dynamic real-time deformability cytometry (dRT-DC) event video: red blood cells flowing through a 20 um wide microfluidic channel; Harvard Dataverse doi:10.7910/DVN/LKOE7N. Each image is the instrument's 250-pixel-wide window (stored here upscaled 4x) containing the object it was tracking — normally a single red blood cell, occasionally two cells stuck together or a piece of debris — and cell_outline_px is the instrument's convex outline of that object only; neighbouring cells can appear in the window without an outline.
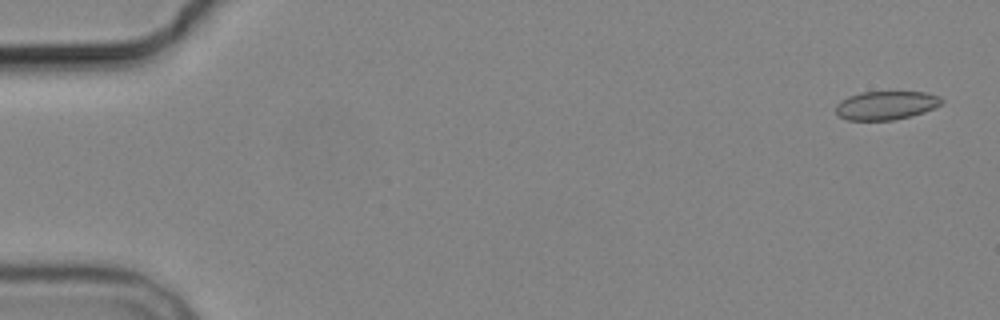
{"species": "common noctule bat (a hibernating species)", "species_latin": "Nyctalus noctula", "temperature_condition": "cold", "stored_images_in_passage": 8, "camera_frame_rate_fps": 3000, "um_per_image_px": 0.085, "animal": {"sex": "male", "body_mass_g": 19.2, "forearm_length_mm": 51.8}, "frame": {"image": 1, "passage_image": 1, "time_ms": 0.0, "image_size_px": [1000, 320], "cell_outline_px": [[944, 100], [940, 104], [924, 112], [912, 116], [892, 120], [848, 120], [836, 116], [836, 104], [840, 100], [848, 96], [860, 92], [924, 92], [940, 96]], "centroid_in_image_um": [75.27, 8.95], "position_along_channel_um": 9.7, "area_um2": 17.74}}
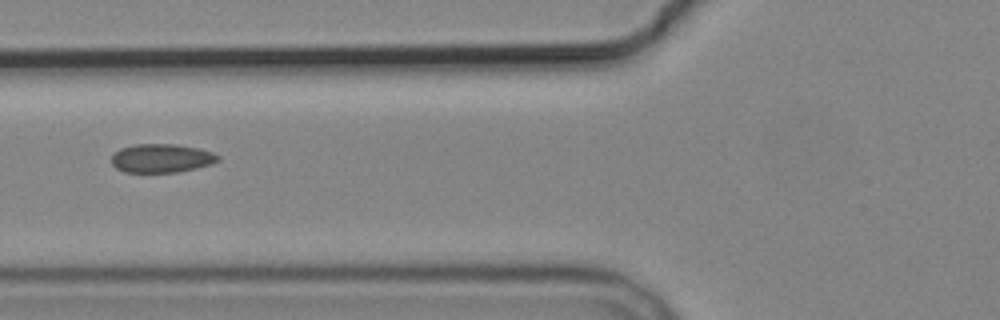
{"frame": {"image": 2, "passage_image": 6, "time_ms": 6.667, "image_size_px": [1000, 320], "cell_outline_px": [[220, 160], [212, 164], [196, 168], [176, 172], [124, 172], [116, 168], [112, 164], [112, 156], [120, 148], [136, 144], [176, 144], [200, 148], [212, 152], [220, 156]], "centroid_in_image_um": [13.75, 13.44], "position_along_channel_um": 112.0, "area_um2": 17.86}}
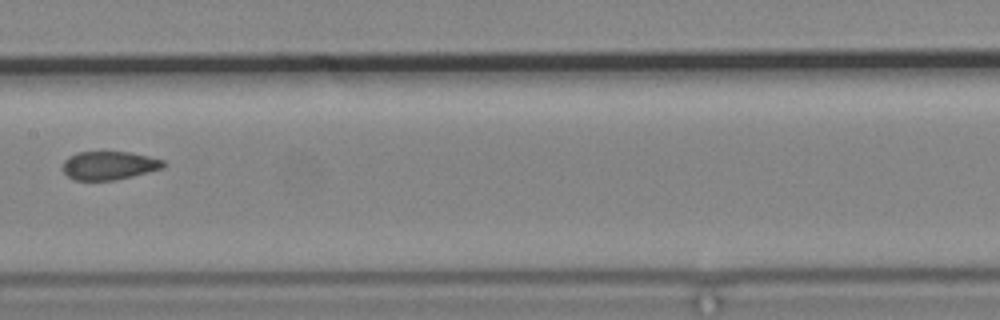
{"frame": {"image": 3, "passage_image": 8, "time_ms": 9.0, "image_size_px": [1000, 320], "cell_outline_px": [[168, 164], [164, 168], [116, 180], [72, 180], [64, 172], [64, 160], [68, 156], [76, 152], [128, 152], [148, 156], [164, 160]], "centroid_in_image_um": [9.29, 14.06], "position_along_channel_um": 198.1, "area_um2": 16.76}}